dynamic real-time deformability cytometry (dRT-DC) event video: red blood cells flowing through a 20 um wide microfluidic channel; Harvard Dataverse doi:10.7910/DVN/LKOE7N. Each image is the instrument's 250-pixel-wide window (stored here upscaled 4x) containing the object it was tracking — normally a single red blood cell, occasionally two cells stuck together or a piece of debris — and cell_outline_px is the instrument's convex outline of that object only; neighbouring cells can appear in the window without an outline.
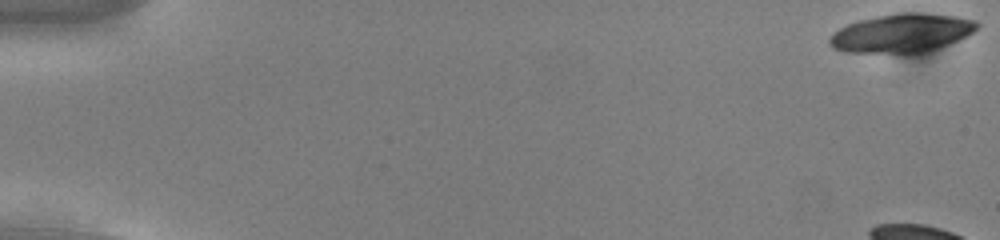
{"species": "common noctule bat (a hibernating species)", "species_latin": "Nyctalus noctula", "temperature_condition": "cold", "stored_images_in_passage": 10, "camera_frame_rate_fps": 3000, "um_per_image_px": 0.085, "animal": {"sex": "male", "body_mass_g": 13.0, "forearm_length_mm": 53.1}, "frame": {"image": 1, "passage_image": 1, "time_ms": 0.0, "image_size_px": [1000, 240], "cell_outline_px": [[980, 24], [968, 36], [940, 48], [920, 56], [900, 56], [844, 52], [832, 48], [828, 44], [828, 40], [840, 28], [848, 24], [860, 20], [876, 16], [908, 12], [916, 12], [956, 16], [976, 20]], "centroid_in_image_um": [76.66, 2.89], "position_along_channel_um": 8.3, "area_um2": 34.56}}